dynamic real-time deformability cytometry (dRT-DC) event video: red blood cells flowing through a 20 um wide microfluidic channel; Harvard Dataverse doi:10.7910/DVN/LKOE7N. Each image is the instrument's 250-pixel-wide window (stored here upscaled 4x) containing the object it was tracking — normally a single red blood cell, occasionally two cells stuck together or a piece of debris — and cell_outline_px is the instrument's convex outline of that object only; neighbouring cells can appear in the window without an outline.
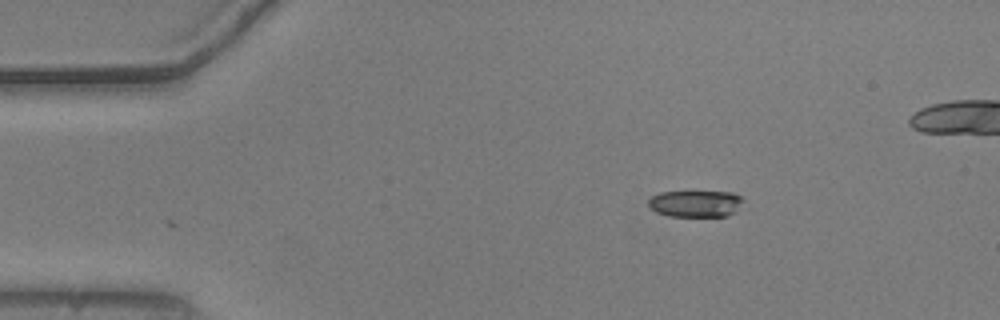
{"species": "common noctule bat (a hibernating species)", "species_latin": "Nyctalus noctula", "temperature_condition": "warm", "stored_images_in_passage": 43, "camera_frame_rate_fps": 3000, "um_per_image_px": 0.085, "animal": {"sex": "male", "body_mass_g": 20.5, "forearm_length_mm": 52.5}, "frame": {"image": 1, "passage_image": 1, "time_ms": 0.0, "image_size_px": [1000, 320], "cell_outline_px": [[744, 200], [736, 212], [728, 216], [668, 216], [656, 212], [648, 204], [648, 200], [652, 196], [660, 192], [732, 192], [740, 196]], "centroid_in_image_um": [59.14, 17.31], "position_along_channel_um": 25.9, "area_um2": 14.74}}
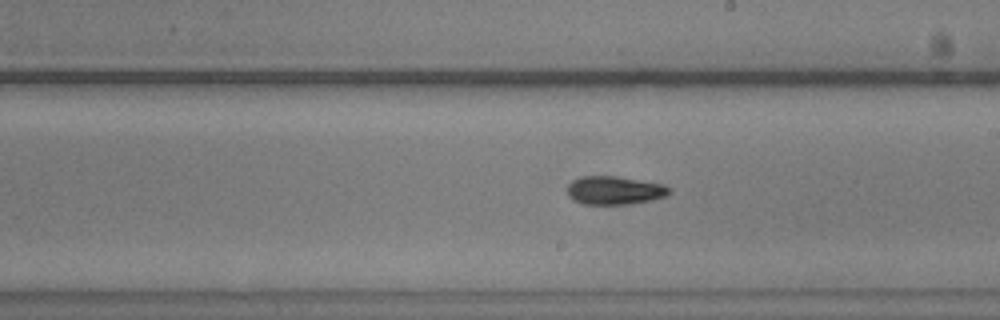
{"frame": {"image": 2, "passage_image": 23, "time_ms": 7.333, "image_size_px": [1000, 320], "cell_outline_px": [[672, 192], [668, 196], [652, 200], [632, 204], [580, 204], [572, 200], [568, 196], [568, 184], [572, 180], [580, 176], [616, 176], [664, 184], [672, 188]], "centroid_in_image_um": [52.26, 16.18], "position_along_channel_um": 236.7, "area_um2": 17.22}}
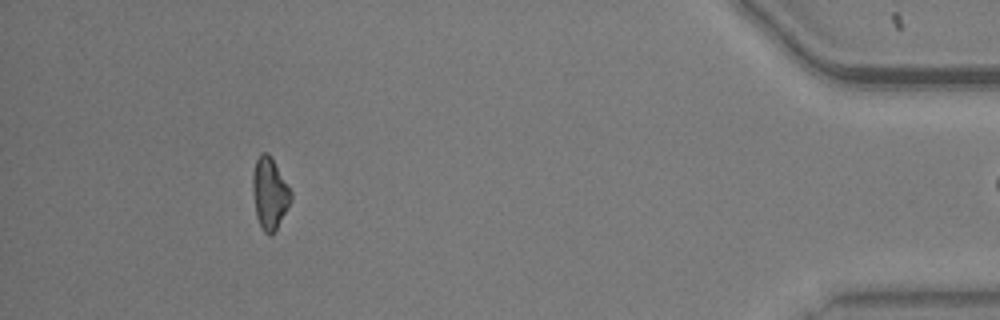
{"frame": {"image": 3, "passage_image": 42, "time_ms": 13.667, "image_size_px": [1000, 320], "cell_outline_px": [[292, 200], [272, 236], [268, 236], [264, 232], [256, 216], [252, 192], [252, 172], [256, 160], [260, 152], [268, 152], [272, 156], [292, 192]], "centroid_in_image_um": [22.91, 16.4], "position_along_channel_um": 412.3, "area_um2": 16.24}}